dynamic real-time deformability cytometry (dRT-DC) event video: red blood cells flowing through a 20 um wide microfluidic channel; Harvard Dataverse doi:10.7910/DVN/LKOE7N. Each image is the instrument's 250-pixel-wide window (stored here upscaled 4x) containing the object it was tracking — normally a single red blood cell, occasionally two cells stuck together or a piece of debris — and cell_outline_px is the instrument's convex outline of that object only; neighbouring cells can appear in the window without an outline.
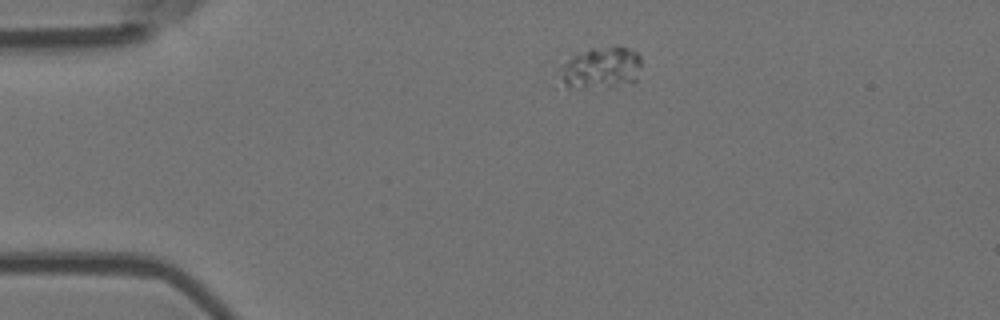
{"species": "Egyptian fruit bat (a non-hibernating species)", "species_latin": "Rousettus aegyptiacus", "temperature_condition": "room temperature", "stored_images_in_passage": 5, "segment_of_instrument_passage": [2, 2], "camera_frame_rate_fps": 3000, "um_per_image_px": 0.085, "animal": {"sex": "female"}, "frame": {"image": 1, "passage_image": 5, "time_ms": 1.333, "image_size_px": [1000, 320], "cell_outline_px": [[640, 64], [636, 80], [616, 84], [568, 88], [560, 84], [560, 68], [572, 56], [588, 48], [616, 44], [628, 48], [636, 52], [640, 56]], "centroid_in_image_um": [51.05, 5.7], "position_along_channel_um": 33.9, "area_um2": 19.59}}